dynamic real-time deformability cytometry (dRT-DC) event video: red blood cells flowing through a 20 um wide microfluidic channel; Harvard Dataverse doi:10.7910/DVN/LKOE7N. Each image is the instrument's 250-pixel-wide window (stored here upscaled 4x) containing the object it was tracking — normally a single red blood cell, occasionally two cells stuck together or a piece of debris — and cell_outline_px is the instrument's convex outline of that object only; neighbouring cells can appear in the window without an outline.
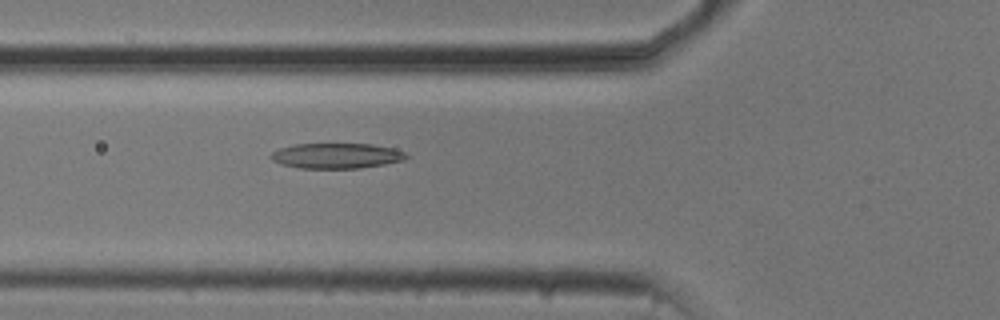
{"species": "common noctule bat (a hibernating species)", "species_latin": "Nyctalus noctula", "temperature_condition": "cold", "stored_images_in_passage": 53, "camera_frame_rate_fps": 3000, "um_per_image_px": 0.085, "animal": {"sex": "male", "body_mass_g": 20.5, "forearm_length_mm": 52.5}, "frame": {"image": 1, "passage_image": 19, "time_ms": 6.0, "image_size_px": [1000, 320], "cell_outline_px": [[408, 156], [404, 160], [384, 164], [360, 168], [300, 168], [280, 164], [272, 160], [268, 156], [272, 152], [280, 148], [296, 144], [372, 144], [396, 148], [404, 152]], "centroid_in_image_um": [28.6, 13.24], "position_along_channel_um": 97.2, "area_um2": 20.0}}
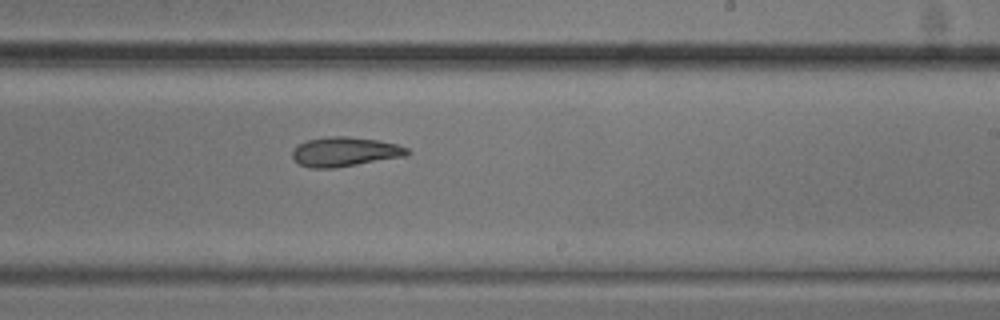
{"frame": {"image": 2, "passage_image": 32, "time_ms": 10.333, "image_size_px": [1000, 320], "cell_outline_px": [[412, 152], [404, 156], [332, 168], [308, 168], [300, 164], [292, 156], [292, 152], [296, 144], [308, 140], [328, 136], [348, 136], [376, 140], [396, 144], [408, 148]], "centroid_in_image_um": [29.28, 12.89], "position_along_channel_um": 259.7, "area_um2": 19.54}}
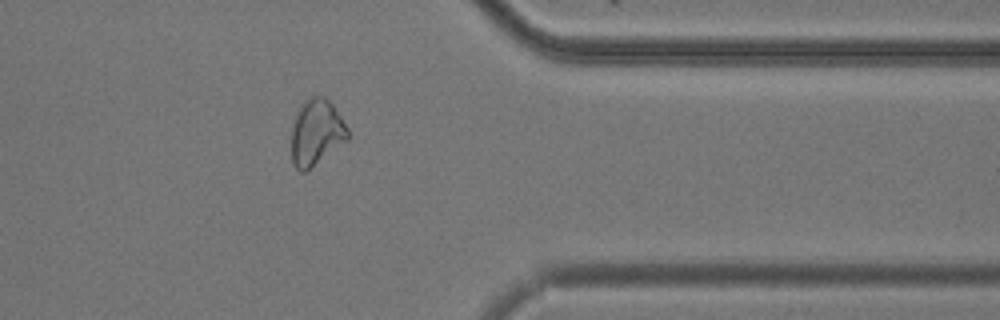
{"frame": {"image": 3, "passage_image": 43, "time_ms": 14.0, "image_size_px": [1000, 320], "cell_outline_px": [[348, 140], [304, 172], [300, 172], [292, 164], [292, 128], [300, 104], [308, 96], [324, 96], [332, 104], [348, 128]], "centroid_in_image_um": [26.88, 11.24], "position_along_channel_um": 384.5, "area_um2": 21.5}, "authors_computed_cell_mechanics": {"area_um2": 21.386, "velocity_mm_per_s": 3.736, "shape_relaxation_time_tau1_ms": 9.939, "shape_relaxation_time_tau2_ms": 5.1693, "deformation_change_tau1": 0.2262, "deformation_change_tau2": 0.14}}